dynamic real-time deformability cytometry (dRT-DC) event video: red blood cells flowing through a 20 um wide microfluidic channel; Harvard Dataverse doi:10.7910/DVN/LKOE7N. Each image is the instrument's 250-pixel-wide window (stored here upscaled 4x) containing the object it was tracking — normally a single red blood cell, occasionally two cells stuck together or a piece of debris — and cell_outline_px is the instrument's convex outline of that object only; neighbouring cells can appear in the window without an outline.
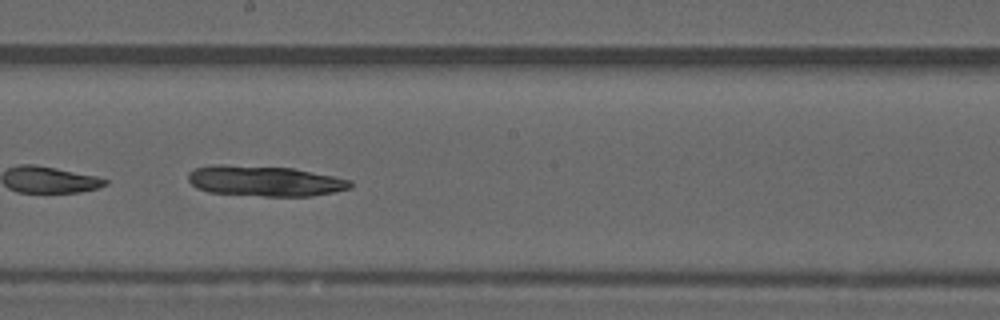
{"species": "common noctule bat (a hibernating species)", "species_latin": "Nyctalus noctula", "temperature_condition": "warm", "stored_images_in_passage": 23, "camera_frame_rate_fps": 3000, "um_per_image_px": 0.085, "animal": {"sex": "male", "forearm_length_mm": 52.5}, "frame": {"image": 1, "passage_image": 14, "time_ms": 4.333, "image_size_px": [1000, 320], "cell_outline_px": [[352, 188], [312, 196], [264, 196], [208, 192], [196, 188], [188, 180], [188, 172], [196, 168], [212, 164], [220, 164], [292, 168], [336, 176], [352, 180]], "centroid_in_image_um": [22.51, 15.38], "position_along_channel_um": 225.7, "area_um2": 28.96}}
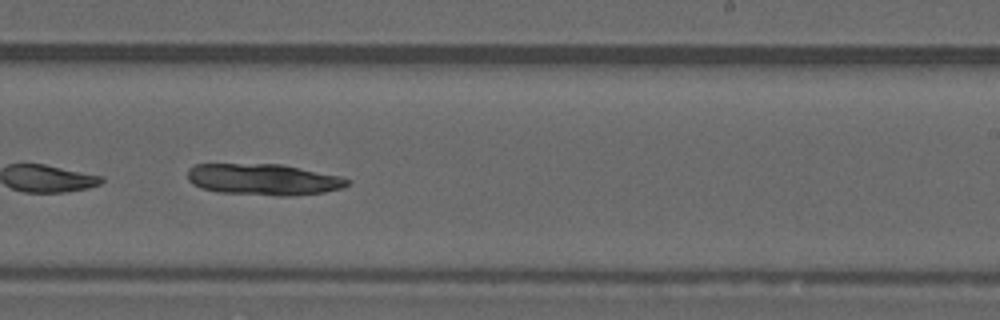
{"frame": {"image": 2, "passage_image": 17, "time_ms": 5.333, "image_size_px": [1000, 320], "cell_outline_px": [[348, 184], [340, 188], [324, 192], [292, 196], [280, 196], [216, 192], [200, 188], [192, 184], [188, 180], [188, 168], [196, 164], [280, 164], [340, 176], [348, 180]], "centroid_in_image_um": [22.33, 15.26], "position_along_channel_um": 266.7, "area_um2": 29.13}}
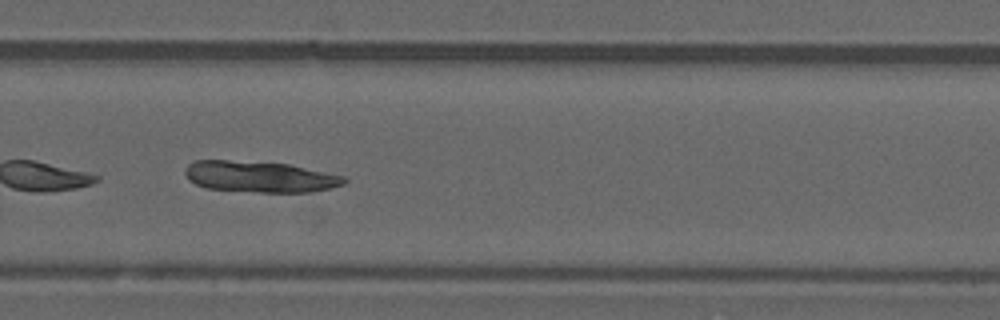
{"frame": {"image": 3, "passage_image": 20, "time_ms": 6.333, "image_size_px": [1000, 320], "cell_outline_px": [[348, 180], [344, 184], [332, 188], [308, 192], [260, 192], [208, 188], [196, 184], [188, 180], [184, 172], [184, 168], [192, 160], [228, 160], [288, 164], [344, 176]], "centroid_in_image_um": [22.06, 15.02], "position_along_channel_um": 307.7, "area_um2": 28.78}}